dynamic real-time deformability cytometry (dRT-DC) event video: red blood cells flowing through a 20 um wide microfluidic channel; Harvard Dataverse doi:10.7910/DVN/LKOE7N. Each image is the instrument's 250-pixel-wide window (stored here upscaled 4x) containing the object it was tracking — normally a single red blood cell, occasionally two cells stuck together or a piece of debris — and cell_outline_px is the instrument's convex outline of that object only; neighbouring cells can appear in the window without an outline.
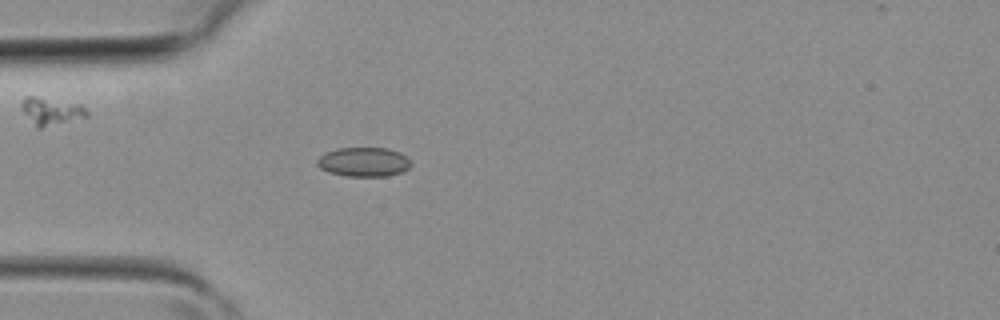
{"species": "common noctule bat (a hibernating species)", "species_latin": "Nyctalus noctula", "temperature_condition": "room temperature", "stored_images_in_passage": 2, "camera_frame_rate_fps": 3000, "um_per_image_px": 0.085, "animal": {"sex": "female", "body_mass_g": 19.3, "forearm_length_mm": 54.1}, "frame": {"image": 1, "passage_image": 2, "time_ms": 0.333, "image_size_px": [1000, 320], "cell_outline_px": [[412, 164], [408, 168], [400, 172], [388, 176], [348, 176], [328, 172], [320, 168], [316, 164], [316, 160], [320, 156], [336, 148], [388, 148], [400, 152]], "centroid_in_image_um": [30.89, 13.76], "position_along_channel_um": 54.1, "area_um2": 15.9}}